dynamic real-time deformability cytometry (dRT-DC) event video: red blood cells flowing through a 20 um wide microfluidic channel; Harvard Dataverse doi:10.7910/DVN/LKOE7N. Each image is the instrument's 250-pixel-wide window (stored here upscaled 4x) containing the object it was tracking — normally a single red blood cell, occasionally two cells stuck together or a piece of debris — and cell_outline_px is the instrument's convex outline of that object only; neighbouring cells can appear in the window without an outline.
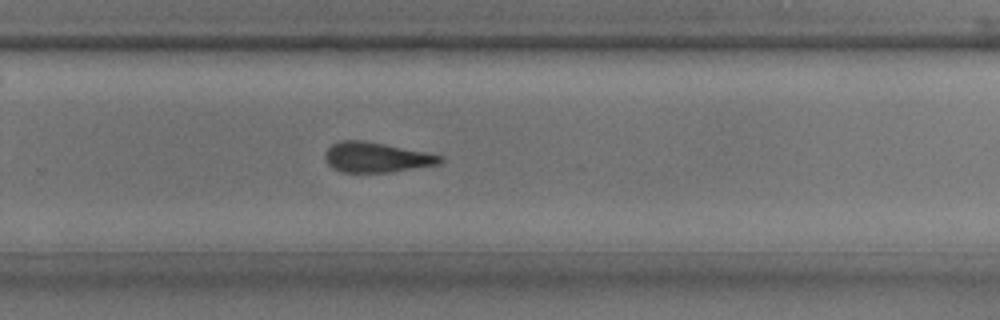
{"species": "common noctule bat (a hibernating species)", "species_latin": "Nyctalus noctula", "temperature_condition": "room temperature", "stored_images_in_passage": 29, "camera_frame_rate_fps": 3000, "um_per_image_px": 0.085, "animal": {"sex": "male", "body_mass_g": 17.9, "forearm_length_mm": 54.2}, "frame": {"image": 1, "passage_image": 21, "time_ms": 6.667, "image_size_px": [1000, 320], "cell_outline_px": [[444, 160], [440, 164], [392, 172], [344, 172], [332, 168], [328, 164], [324, 156], [324, 152], [332, 144], [340, 140], [364, 140], [428, 152], [444, 156]], "centroid_in_image_um": [32.01, 13.36], "position_along_channel_um": 297.8, "area_um2": 20.4}}
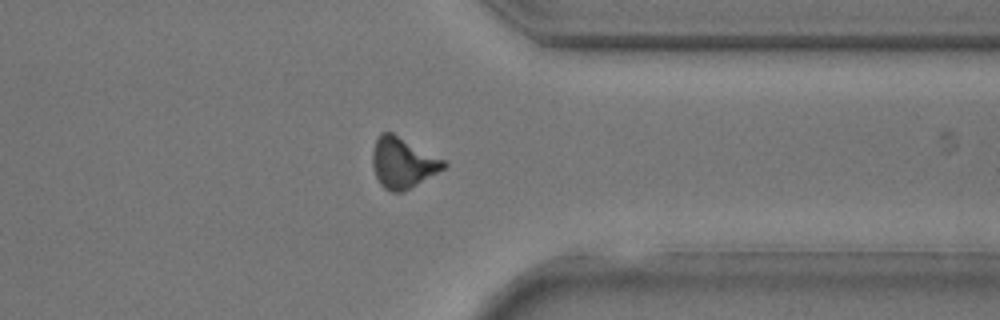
{"frame": {"image": 2, "passage_image": 25, "time_ms": 8.0, "image_size_px": [1000, 320], "cell_outline_px": [[448, 164], [444, 168], [404, 192], [392, 192], [384, 188], [380, 184], [376, 176], [372, 164], [372, 148], [380, 132], [392, 132], [448, 160]], "centroid_in_image_um": [34.25, 13.81], "position_along_channel_um": 377.1, "area_um2": 21.33}}